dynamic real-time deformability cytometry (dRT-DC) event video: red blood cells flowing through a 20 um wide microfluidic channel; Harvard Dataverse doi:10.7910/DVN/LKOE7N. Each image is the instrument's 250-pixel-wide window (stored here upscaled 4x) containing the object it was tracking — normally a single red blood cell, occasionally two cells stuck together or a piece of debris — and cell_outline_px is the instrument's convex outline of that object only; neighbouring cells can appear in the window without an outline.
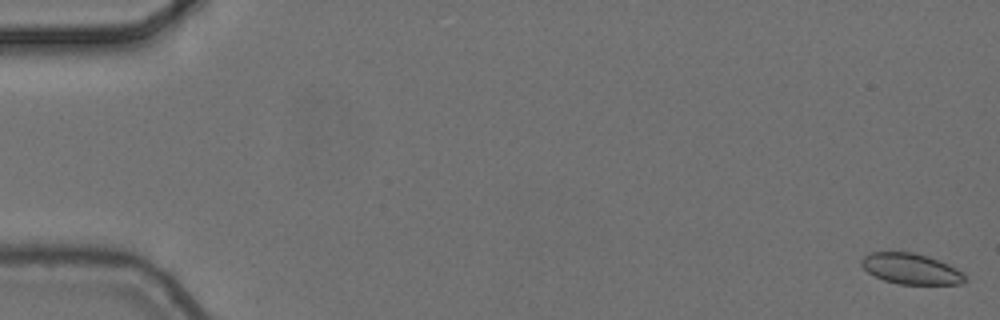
{"species": "common noctule bat (a hibernating species)", "species_latin": "Nyctalus noctula", "temperature_condition": "cold", "stored_images_in_passage": 2, "segment_of_instrument_passage": [2, 2], "camera_frame_rate_fps": 3000, "um_per_image_px": 0.085, "animal": {"sex": "female", "body_mass_g": 24.6, "forearm_length_mm": 56.2}, "frame": {"image": 1, "passage_image": 2, "time_ms": 0.333, "image_size_px": [1000, 320], "cell_outline_px": [[964, 280], [960, 284], [900, 284], [884, 280], [868, 272], [860, 264], [860, 260], [864, 256], [872, 252], [912, 252], [928, 256], [948, 264], [964, 272]], "centroid_in_image_um": [77.42, 22.84], "position_along_channel_um": 7.6, "area_um2": 18.38}}